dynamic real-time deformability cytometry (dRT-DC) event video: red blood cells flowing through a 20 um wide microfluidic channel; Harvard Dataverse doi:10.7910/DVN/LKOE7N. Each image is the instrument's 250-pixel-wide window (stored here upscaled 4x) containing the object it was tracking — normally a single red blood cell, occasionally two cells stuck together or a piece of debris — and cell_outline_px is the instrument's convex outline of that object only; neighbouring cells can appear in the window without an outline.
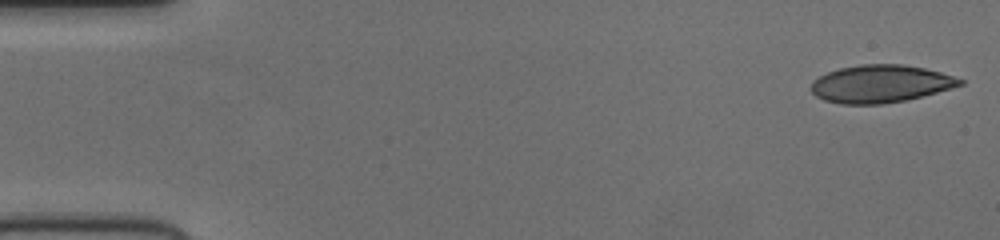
{"species": "human", "species_latin": "Homo sapiens", "temperature_condition": "cold", "stored_images_in_passage": 50, "camera_frame_rate_fps": 3000, "um_per_image_px": 0.085, "donor": {"sex": "female"}, "frame": {"image": 1, "passage_image": 1, "time_ms": 0.0, "image_size_px": [1000, 240], "cell_outline_px": [[964, 84], [952, 88], [904, 100], [884, 104], [840, 104], [824, 100], [816, 96], [808, 88], [812, 80], [828, 72], [840, 68], [860, 64], [900, 64], [924, 68], [940, 72], [964, 80]], "centroid_in_image_um": [74.79, 7.12], "position_along_channel_um": 10.2, "area_um2": 32.6}}
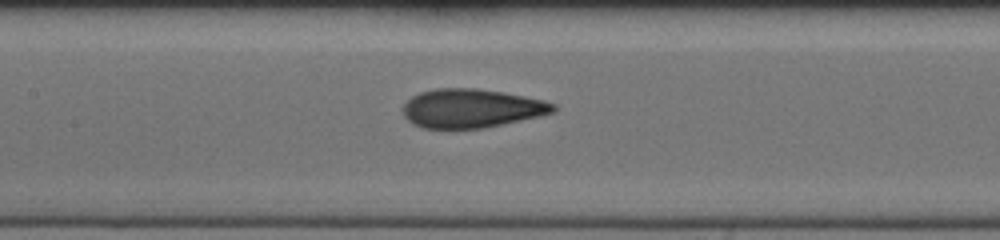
{"frame": {"image": 2, "passage_image": 24, "time_ms": 7.667, "image_size_px": [1000, 240], "cell_outline_px": [[556, 112], [540, 116], [484, 128], [424, 128], [412, 124], [404, 116], [404, 104], [412, 96], [420, 92], [436, 88], [476, 88], [524, 96], [544, 100], [556, 104]], "centroid_in_image_um": [40.09, 9.21], "position_along_channel_um": 167.3, "area_um2": 33.93}}
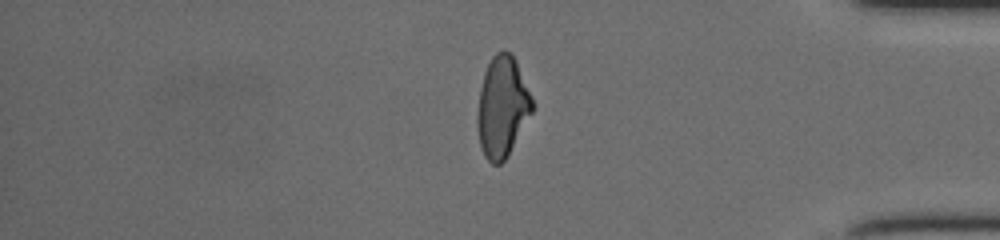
{"frame": {"image": 3, "passage_image": 43, "time_ms": 14.0, "image_size_px": [1000, 240], "cell_outline_px": [[532, 112], [508, 156], [500, 164], [492, 164], [484, 156], [480, 148], [476, 124], [476, 116], [480, 88], [484, 72], [492, 56], [496, 52], [504, 48], [512, 52], [516, 60], [532, 96]], "centroid_in_image_um": [42.67, 9.07], "position_along_channel_um": 392.5, "area_um2": 32.6}}